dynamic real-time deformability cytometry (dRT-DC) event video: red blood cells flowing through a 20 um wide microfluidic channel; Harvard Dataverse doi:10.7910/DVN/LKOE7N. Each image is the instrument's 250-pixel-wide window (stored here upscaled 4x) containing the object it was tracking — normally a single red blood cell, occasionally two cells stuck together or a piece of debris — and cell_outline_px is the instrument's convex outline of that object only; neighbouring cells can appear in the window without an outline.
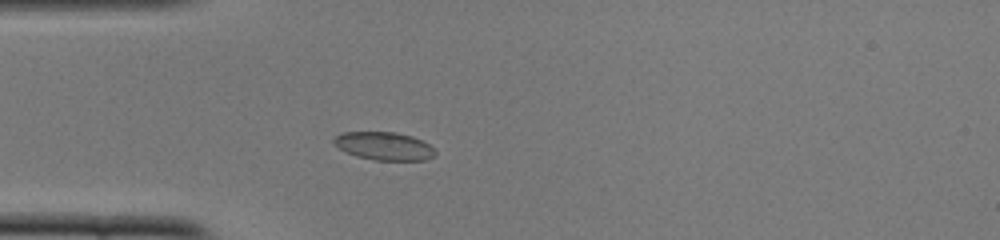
{"species": "common noctule bat (a hibernating species)", "species_latin": "Nyctalus noctula", "temperature_condition": "cold", "stored_images_in_passage": 47, "camera_frame_rate_fps": 3000, "um_per_image_px": 0.085, "animal": {"sex": "female", "body_mass_g": 22.0, "forearm_length_mm": 56.7}, "frame": {"image": 1, "passage_image": 10, "time_ms": 3.0, "image_size_px": [1000, 240], "cell_outline_px": [[436, 156], [424, 160], [376, 160], [356, 156], [332, 144], [332, 140], [340, 132], [396, 132], [412, 136], [428, 144], [436, 152]], "centroid_in_image_um": [32.63, 12.41], "position_along_channel_um": 52.4, "area_um2": 16.53}}
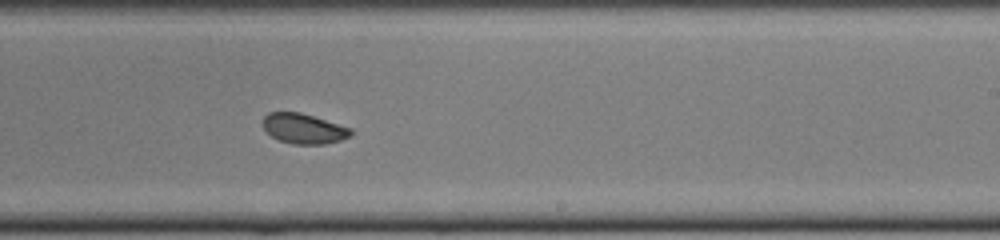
{"frame": {"image": 2, "passage_image": 27, "time_ms": 8.667, "image_size_px": [1000, 240], "cell_outline_px": [[352, 136], [340, 140], [324, 144], [292, 144], [280, 140], [272, 136], [260, 124], [264, 116], [268, 112], [300, 112], [352, 128]], "centroid_in_image_um": [25.8, 10.92], "position_along_channel_um": 263.2, "area_um2": 15.49}}
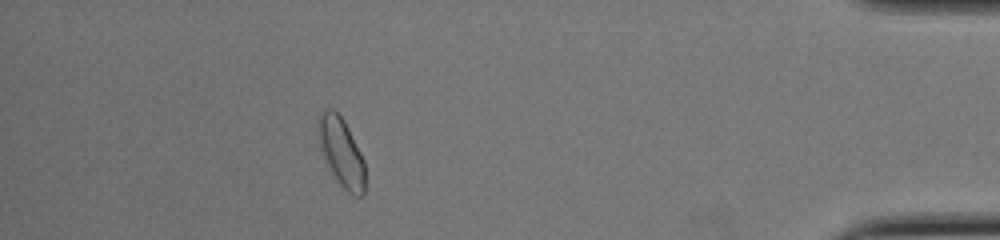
{"frame": {"image": 3, "passage_image": 42, "time_ms": 13.667, "image_size_px": [1000, 240], "cell_outline_px": [[364, 196], [352, 196], [336, 180], [328, 168], [324, 160], [320, 148], [316, 124], [316, 120], [320, 112], [324, 108], [332, 108], [344, 120], [364, 160]], "centroid_in_image_um": [28.97, 12.91], "position_along_channel_um": 406.2, "area_um2": 19.02}, "authors_computed_cell_mechanics": {"area_um2": 16.7042, "velocity_mm_per_s": 3.8604, "shape_relaxation_time_tau1_ms": 4.4064, "shape_relaxation_time_tau2_ms": 1.1678, "deformation_change_tau1": 0.0778, "deformation_change_tau2": 0.0566}}